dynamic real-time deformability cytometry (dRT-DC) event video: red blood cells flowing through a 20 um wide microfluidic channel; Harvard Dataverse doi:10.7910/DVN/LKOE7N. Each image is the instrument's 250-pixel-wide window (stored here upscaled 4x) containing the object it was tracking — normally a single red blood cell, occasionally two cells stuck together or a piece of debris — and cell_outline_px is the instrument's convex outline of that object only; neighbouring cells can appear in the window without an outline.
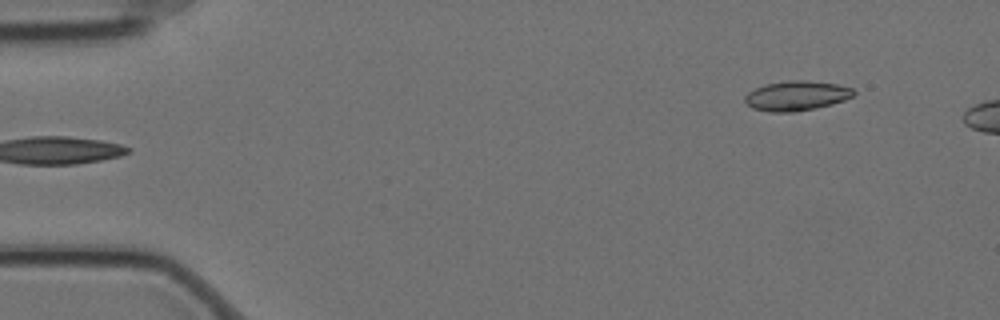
{"species": "Egyptian fruit bat (a non-hibernating species)", "species_latin": "Rousettus aegyptiacus", "temperature_condition": "cold", "stored_images_in_passage": 6, "camera_frame_rate_fps": 3000, "um_per_image_px": 0.085, "animal": {"sex": "female"}, "frame": {"image": 1, "passage_image": 6, "time_ms": 1.667, "image_size_px": [1000, 320], "cell_outline_px": [[856, 92], [852, 96], [844, 100], [832, 104], [816, 108], [792, 112], [768, 112], [752, 108], [744, 100], [744, 96], [748, 92], [764, 84], [788, 80], [804, 80], [836, 84], [852, 88]], "centroid_in_image_um": [67.68, 8.14], "position_along_channel_um": 17.3, "area_um2": 18.84}}